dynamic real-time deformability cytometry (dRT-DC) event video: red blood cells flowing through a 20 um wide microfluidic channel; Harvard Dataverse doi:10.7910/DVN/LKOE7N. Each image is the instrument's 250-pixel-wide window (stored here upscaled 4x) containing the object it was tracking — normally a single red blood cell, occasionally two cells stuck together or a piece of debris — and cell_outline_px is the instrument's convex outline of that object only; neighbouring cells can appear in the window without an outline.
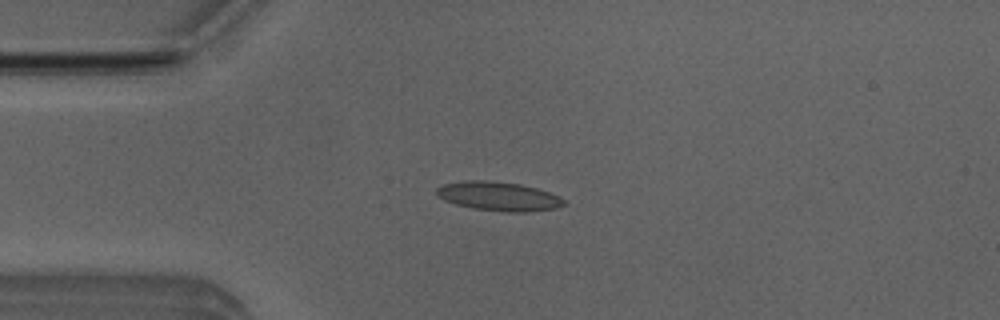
{"species": "Egyptian fruit bat (a non-hibernating species)", "species_latin": "Rousettus aegyptiacus", "temperature_condition": "room temperature", "stored_images_in_passage": 47, "camera_frame_rate_fps": 3000, "um_per_image_px": 0.085, "animal": {"sex": "male"}, "frame": {"image": 1, "passage_image": 8, "time_ms": 2.333, "image_size_px": [1000, 320], "cell_outline_px": [[568, 204], [556, 208], [528, 212], [504, 212], [472, 208], [456, 204], [444, 200], [436, 192], [436, 188], [444, 184], [464, 180], [488, 180], [520, 184], [536, 188], [548, 192], [564, 200]], "centroid_in_image_um": [42.38, 16.69], "position_along_channel_um": 42.6, "area_um2": 21.5}}
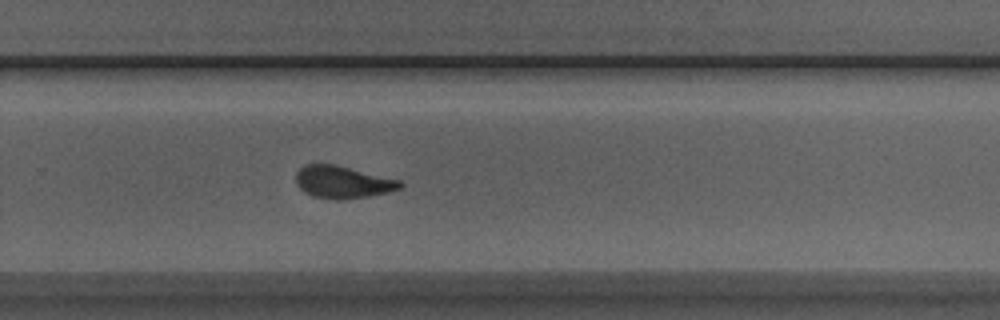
{"frame": {"image": 2, "passage_image": 29, "time_ms": 9.333, "image_size_px": [1000, 320], "cell_outline_px": [[404, 184], [400, 188], [388, 192], [368, 196], [344, 200], [336, 200], [312, 196], [304, 192], [296, 184], [296, 172], [304, 164], [336, 164], [400, 180]], "centroid_in_image_um": [29.11, 15.48], "position_along_channel_um": 300.7, "area_um2": 19.77}}
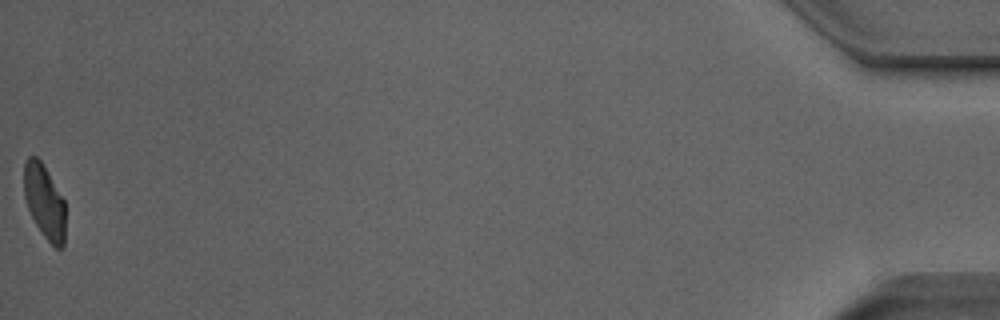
{"frame": {"image": 3, "passage_image": 47, "time_ms": 15.333, "image_size_px": [1000, 320], "cell_outline_px": [[64, 248], [56, 248], [44, 236], [36, 224], [28, 208], [24, 196], [24, 164], [28, 156], [36, 156], [40, 160], [64, 200]], "centroid_in_image_um": [3.76, 17.13], "position_along_channel_um": 431.4, "area_um2": 17.51}, "authors_computed_cell_mechanics": {"area_um2": 19.8254, "velocity_mm_per_s": 3.9614, "shape_relaxation_time_tau1_ms": 5.0791, "shape_relaxation_time_tau2_ms": 1.2612, "deformation_change_tau1": 0.1794, "deformation_change_tau2": 0.0971}}